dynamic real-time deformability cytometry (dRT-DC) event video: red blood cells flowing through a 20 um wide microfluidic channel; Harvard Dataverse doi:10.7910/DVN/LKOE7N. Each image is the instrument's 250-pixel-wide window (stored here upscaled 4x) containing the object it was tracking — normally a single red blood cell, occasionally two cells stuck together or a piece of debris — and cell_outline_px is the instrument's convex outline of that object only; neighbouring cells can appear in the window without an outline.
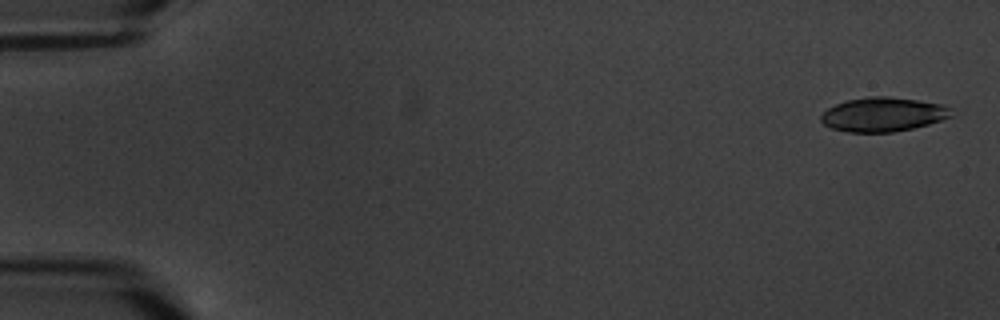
{"species": "common noctule bat (a hibernating species)", "species_latin": "Nyctalus noctula", "temperature_condition": "warm", "stored_images_in_passage": 9, "camera_frame_rate_fps": 3000, "um_per_image_px": 0.085, "animal": {"sex": "male", "body_mass_g": 20.1, "forearm_length_mm": 53.5}, "frame": {"image": 1, "passage_image": 1, "time_ms": 0.0, "image_size_px": [1000, 320], "cell_outline_px": [[952, 116], [928, 124], [912, 128], [892, 132], [848, 132], [832, 128], [824, 124], [820, 120], [820, 116], [828, 108], [836, 104], [848, 100], [868, 96], [888, 96], [944, 104], [948, 108]], "centroid_in_image_um": [75.03, 9.72], "position_along_channel_um": 10.0, "area_um2": 25.72}}
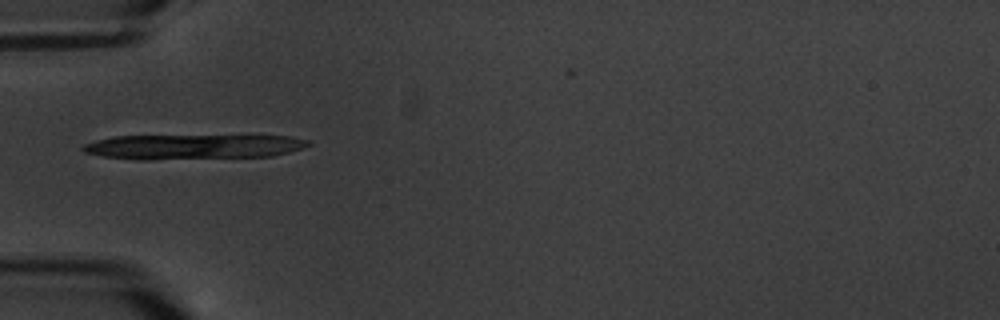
{"frame": {"image": 2, "passage_image": 6, "time_ms": 6.0, "image_size_px": [1000, 320], "cell_outline_px": [[312, 144], [288, 152], [272, 156], [148, 160], [140, 160], [104, 156], [84, 152], [80, 148], [84, 144], [96, 140], [112, 136], [288, 136], [312, 140]], "centroid_in_image_um": [16.39, 12.48], "position_along_channel_um": 68.6, "area_um2": 32.6}}